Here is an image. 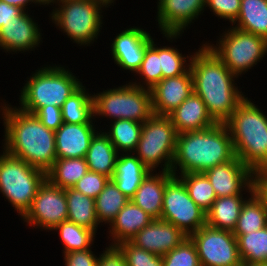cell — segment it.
I'll use <instances>...</instances> for the list:
<instances>
[{
  "label": "cell",
  "instance_id": "1",
  "mask_svg": "<svg viewBox=\"0 0 267 266\" xmlns=\"http://www.w3.org/2000/svg\"><path fill=\"white\" fill-rule=\"evenodd\" d=\"M193 53L190 70L193 92L205 103L216 123H225L246 98L238 88V79L204 43ZM237 85V86H236Z\"/></svg>",
  "mask_w": 267,
  "mask_h": 266
},
{
  "label": "cell",
  "instance_id": "2",
  "mask_svg": "<svg viewBox=\"0 0 267 266\" xmlns=\"http://www.w3.org/2000/svg\"><path fill=\"white\" fill-rule=\"evenodd\" d=\"M3 103L0 104L5 134L3 149L47 172L57 159L55 131L46 128L34 114Z\"/></svg>",
  "mask_w": 267,
  "mask_h": 266
},
{
  "label": "cell",
  "instance_id": "3",
  "mask_svg": "<svg viewBox=\"0 0 267 266\" xmlns=\"http://www.w3.org/2000/svg\"><path fill=\"white\" fill-rule=\"evenodd\" d=\"M235 156L228 127L225 123H216L203 130L177 135L171 173L175 176L204 173Z\"/></svg>",
  "mask_w": 267,
  "mask_h": 266
},
{
  "label": "cell",
  "instance_id": "4",
  "mask_svg": "<svg viewBox=\"0 0 267 266\" xmlns=\"http://www.w3.org/2000/svg\"><path fill=\"white\" fill-rule=\"evenodd\" d=\"M246 97L225 122L235 155L253 172L267 169V116Z\"/></svg>",
  "mask_w": 267,
  "mask_h": 266
},
{
  "label": "cell",
  "instance_id": "5",
  "mask_svg": "<svg viewBox=\"0 0 267 266\" xmlns=\"http://www.w3.org/2000/svg\"><path fill=\"white\" fill-rule=\"evenodd\" d=\"M44 66V67H43ZM20 90L19 105L21 110L35 114L41 107L53 105L61 108L63 103L82 85V81L65 66L43 65Z\"/></svg>",
  "mask_w": 267,
  "mask_h": 266
},
{
  "label": "cell",
  "instance_id": "6",
  "mask_svg": "<svg viewBox=\"0 0 267 266\" xmlns=\"http://www.w3.org/2000/svg\"><path fill=\"white\" fill-rule=\"evenodd\" d=\"M49 17L57 29L79 46H91L101 33L103 0H60ZM100 32V33H99Z\"/></svg>",
  "mask_w": 267,
  "mask_h": 266
},
{
  "label": "cell",
  "instance_id": "7",
  "mask_svg": "<svg viewBox=\"0 0 267 266\" xmlns=\"http://www.w3.org/2000/svg\"><path fill=\"white\" fill-rule=\"evenodd\" d=\"M0 153V193L22 218L30 209L39 187L46 180V172L24 160Z\"/></svg>",
  "mask_w": 267,
  "mask_h": 266
},
{
  "label": "cell",
  "instance_id": "8",
  "mask_svg": "<svg viewBox=\"0 0 267 266\" xmlns=\"http://www.w3.org/2000/svg\"><path fill=\"white\" fill-rule=\"evenodd\" d=\"M94 118L127 119L144 123L153 115L151 92L148 88L126 85L93 93Z\"/></svg>",
  "mask_w": 267,
  "mask_h": 266
},
{
  "label": "cell",
  "instance_id": "9",
  "mask_svg": "<svg viewBox=\"0 0 267 266\" xmlns=\"http://www.w3.org/2000/svg\"><path fill=\"white\" fill-rule=\"evenodd\" d=\"M229 27L218 37L216 45L209 41L205 44L239 78L267 55V39Z\"/></svg>",
  "mask_w": 267,
  "mask_h": 266
},
{
  "label": "cell",
  "instance_id": "10",
  "mask_svg": "<svg viewBox=\"0 0 267 266\" xmlns=\"http://www.w3.org/2000/svg\"><path fill=\"white\" fill-rule=\"evenodd\" d=\"M178 133L168 116L152 115L143 123L133 152L150 170L171 172ZM160 165V166H159Z\"/></svg>",
  "mask_w": 267,
  "mask_h": 266
},
{
  "label": "cell",
  "instance_id": "11",
  "mask_svg": "<svg viewBox=\"0 0 267 266\" xmlns=\"http://www.w3.org/2000/svg\"><path fill=\"white\" fill-rule=\"evenodd\" d=\"M160 219L174 224L187 236L206 225V212L190 198L178 176L173 175L166 182Z\"/></svg>",
  "mask_w": 267,
  "mask_h": 266
},
{
  "label": "cell",
  "instance_id": "12",
  "mask_svg": "<svg viewBox=\"0 0 267 266\" xmlns=\"http://www.w3.org/2000/svg\"><path fill=\"white\" fill-rule=\"evenodd\" d=\"M201 266H241L237 238L232 231L202 226L190 236Z\"/></svg>",
  "mask_w": 267,
  "mask_h": 266
},
{
  "label": "cell",
  "instance_id": "13",
  "mask_svg": "<svg viewBox=\"0 0 267 266\" xmlns=\"http://www.w3.org/2000/svg\"><path fill=\"white\" fill-rule=\"evenodd\" d=\"M67 199L65 189L54 186L47 179L39 187L30 209L21 218L26 225L52 231L67 220Z\"/></svg>",
  "mask_w": 267,
  "mask_h": 266
},
{
  "label": "cell",
  "instance_id": "14",
  "mask_svg": "<svg viewBox=\"0 0 267 266\" xmlns=\"http://www.w3.org/2000/svg\"><path fill=\"white\" fill-rule=\"evenodd\" d=\"M156 3L157 25L172 43L204 12L206 0H157Z\"/></svg>",
  "mask_w": 267,
  "mask_h": 266
},
{
  "label": "cell",
  "instance_id": "15",
  "mask_svg": "<svg viewBox=\"0 0 267 266\" xmlns=\"http://www.w3.org/2000/svg\"><path fill=\"white\" fill-rule=\"evenodd\" d=\"M219 197L254 193L253 171L237 156L204 172ZM245 192V193H243Z\"/></svg>",
  "mask_w": 267,
  "mask_h": 266
},
{
  "label": "cell",
  "instance_id": "16",
  "mask_svg": "<svg viewBox=\"0 0 267 266\" xmlns=\"http://www.w3.org/2000/svg\"><path fill=\"white\" fill-rule=\"evenodd\" d=\"M152 34L140 27H130L116 34L111 42V56L114 63L129 73L139 70Z\"/></svg>",
  "mask_w": 267,
  "mask_h": 266
},
{
  "label": "cell",
  "instance_id": "17",
  "mask_svg": "<svg viewBox=\"0 0 267 266\" xmlns=\"http://www.w3.org/2000/svg\"><path fill=\"white\" fill-rule=\"evenodd\" d=\"M29 11H23L0 29V49L5 53L33 51L41 45L42 31ZM41 42V43H40Z\"/></svg>",
  "mask_w": 267,
  "mask_h": 266
},
{
  "label": "cell",
  "instance_id": "18",
  "mask_svg": "<svg viewBox=\"0 0 267 266\" xmlns=\"http://www.w3.org/2000/svg\"><path fill=\"white\" fill-rule=\"evenodd\" d=\"M188 237L174 224L161 219H154L148 226L140 230L130 242L148 252L164 256Z\"/></svg>",
  "mask_w": 267,
  "mask_h": 266
},
{
  "label": "cell",
  "instance_id": "19",
  "mask_svg": "<svg viewBox=\"0 0 267 266\" xmlns=\"http://www.w3.org/2000/svg\"><path fill=\"white\" fill-rule=\"evenodd\" d=\"M154 115L168 116L193 92L192 72L161 79L151 89Z\"/></svg>",
  "mask_w": 267,
  "mask_h": 266
},
{
  "label": "cell",
  "instance_id": "20",
  "mask_svg": "<svg viewBox=\"0 0 267 266\" xmlns=\"http://www.w3.org/2000/svg\"><path fill=\"white\" fill-rule=\"evenodd\" d=\"M95 126L63 123L55 131L57 158H85L92 138L100 130Z\"/></svg>",
  "mask_w": 267,
  "mask_h": 266
},
{
  "label": "cell",
  "instance_id": "21",
  "mask_svg": "<svg viewBox=\"0 0 267 266\" xmlns=\"http://www.w3.org/2000/svg\"><path fill=\"white\" fill-rule=\"evenodd\" d=\"M168 117L178 134L203 130L216 124L209 115L203 100L194 92L171 112Z\"/></svg>",
  "mask_w": 267,
  "mask_h": 266
},
{
  "label": "cell",
  "instance_id": "22",
  "mask_svg": "<svg viewBox=\"0 0 267 266\" xmlns=\"http://www.w3.org/2000/svg\"><path fill=\"white\" fill-rule=\"evenodd\" d=\"M153 220L143 209L129 200L108 227L107 232L112 241L108 245L117 246L122 242L130 241Z\"/></svg>",
  "mask_w": 267,
  "mask_h": 266
},
{
  "label": "cell",
  "instance_id": "23",
  "mask_svg": "<svg viewBox=\"0 0 267 266\" xmlns=\"http://www.w3.org/2000/svg\"><path fill=\"white\" fill-rule=\"evenodd\" d=\"M172 176L171 172L150 171L130 200L153 219H160L166 182Z\"/></svg>",
  "mask_w": 267,
  "mask_h": 266
},
{
  "label": "cell",
  "instance_id": "24",
  "mask_svg": "<svg viewBox=\"0 0 267 266\" xmlns=\"http://www.w3.org/2000/svg\"><path fill=\"white\" fill-rule=\"evenodd\" d=\"M149 172L134 153H119L111 179L118 189L131 199Z\"/></svg>",
  "mask_w": 267,
  "mask_h": 266
},
{
  "label": "cell",
  "instance_id": "25",
  "mask_svg": "<svg viewBox=\"0 0 267 266\" xmlns=\"http://www.w3.org/2000/svg\"><path fill=\"white\" fill-rule=\"evenodd\" d=\"M253 193L217 198L206 212V224L212 228L232 231L235 229L241 208Z\"/></svg>",
  "mask_w": 267,
  "mask_h": 266
},
{
  "label": "cell",
  "instance_id": "26",
  "mask_svg": "<svg viewBox=\"0 0 267 266\" xmlns=\"http://www.w3.org/2000/svg\"><path fill=\"white\" fill-rule=\"evenodd\" d=\"M118 156L119 152L101 129L92 138L85 159L89 171L112 178Z\"/></svg>",
  "mask_w": 267,
  "mask_h": 266
},
{
  "label": "cell",
  "instance_id": "27",
  "mask_svg": "<svg viewBox=\"0 0 267 266\" xmlns=\"http://www.w3.org/2000/svg\"><path fill=\"white\" fill-rule=\"evenodd\" d=\"M232 26L267 39V0H241L238 17Z\"/></svg>",
  "mask_w": 267,
  "mask_h": 266
},
{
  "label": "cell",
  "instance_id": "28",
  "mask_svg": "<svg viewBox=\"0 0 267 266\" xmlns=\"http://www.w3.org/2000/svg\"><path fill=\"white\" fill-rule=\"evenodd\" d=\"M65 195L68 210L67 220L97 233L100 224L96 216L95 199L83 195L72 187L65 188Z\"/></svg>",
  "mask_w": 267,
  "mask_h": 266
},
{
  "label": "cell",
  "instance_id": "29",
  "mask_svg": "<svg viewBox=\"0 0 267 266\" xmlns=\"http://www.w3.org/2000/svg\"><path fill=\"white\" fill-rule=\"evenodd\" d=\"M87 91L86 86L82 85L63 103L61 111L64 123L95 124L93 94Z\"/></svg>",
  "mask_w": 267,
  "mask_h": 266
},
{
  "label": "cell",
  "instance_id": "30",
  "mask_svg": "<svg viewBox=\"0 0 267 266\" xmlns=\"http://www.w3.org/2000/svg\"><path fill=\"white\" fill-rule=\"evenodd\" d=\"M89 171L85 158H57L46 172V179L54 186L70 188Z\"/></svg>",
  "mask_w": 267,
  "mask_h": 266
},
{
  "label": "cell",
  "instance_id": "31",
  "mask_svg": "<svg viewBox=\"0 0 267 266\" xmlns=\"http://www.w3.org/2000/svg\"><path fill=\"white\" fill-rule=\"evenodd\" d=\"M142 126L143 123L133 120L117 119L111 121L107 131H102L119 153H133L139 142Z\"/></svg>",
  "mask_w": 267,
  "mask_h": 266
},
{
  "label": "cell",
  "instance_id": "32",
  "mask_svg": "<svg viewBox=\"0 0 267 266\" xmlns=\"http://www.w3.org/2000/svg\"><path fill=\"white\" fill-rule=\"evenodd\" d=\"M130 199L125 196L110 179L104 189L95 198V211L99 224L110 225L119 211L128 203ZM104 223V224H102Z\"/></svg>",
  "mask_w": 267,
  "mask_h": 266
},
{
  "label": "cell",
  "instance_id": "33",
  "mask_svg": "<svg viewBox=\"0 0 267 266\" xmlns=\"http://www.w3.org/2000/svg\"><path fill=\"white\" fill-rule=\"evenodd\" d=\"M267 226V209L263 202L253 193L243 204L233 230L234 236L258 231Z\"/></svg>",
  "mask_w": 267,
  "mask_h": 266
},
{
  "label": "cell",
  "instance_id": "34",
  "mask_svg": "<svg viewBox=\"0 0 267 266\" xmlns=\"http://www.w3.org/2000/svg\"><path fill=\"white\" fill-rule=\"evenodd\" d=\"M58 231L62 240L64 254L72 251L88 250L93 248L96 233L86 227L77 225L69 220L58 224L52 231Z\"/></svg>",
  "mask_w": 267,
  "mask_h": 266
},
{
  "label": "cell",
  "instance_id": "35",
  "mask_svg": "<svg viewBox=\"0 0 267 266\" xmlns=\"http://www.w3.org/2000/svg\"><path fill=\"white\" fill-rule=\"evenodd\" d=\"M240 258L244 263H267V226L237 237Z\"/></svg>",
  "mask_w": 267,
  "mask_h": 266
},
{
  "label": "cell",
  "instance_id": "36",
  "mask_svg": "<svg viewBox=\"0 0 267 266\" xmlns=\"http://www.w3.org/2000/svg\"><path fill=\"white\" fill-rule=\"evenodd\" d=\"M185 184L190 198L205 212L217 199L213 186L204 173H185L178 176Z\"/></svg>",
  "mask_w": 267,
  "mask_h": 266
},
{
  "label": "cell",
  "instance_id": "37",
  "mask_svg": "<svg viewBox=\"0 0 267 266\" xmlns=\"http://www.w3.org/2000/svg\"><path fill=\"white\" fill-rule=\"evenodd\" d=\"M151 39L150 44L147 46L143 61L136 74L139 77V82L131 81L135 86L151 89L162 79V70L160 68V46ZM141 78V79H140Z\"/></svg>",
  "mask_w": 267,
  "mask_h": 266
},
{
  "label": "cell",
  "instance_id": "38",
  "mask_svg": "<svg viewBox=\"0 0 267 266\" xmlns=\"http://www.w3.org/2000/svg\"><path fill=\"white\" fill-rule=\"evenodd\" d=\"M193 54L185 56L180 49L171 46H160V68L162 79L177 77L190 70Z\"/></svg>",
  "mask_w": 267,
  "mask_h": 266
},
{
  "label": "cell",
  "instance_id": "39",
  "mask_svg": "<svg viewBox=\"0 0 267 266\" xmlns=\"http://www.w3.org/2000/svg\"><path fill=\"white\" fill-rule=\"evenodd\" d=\"M163 257V266H201L197 249L190 237Z\"/></svg>",
  "mask_w": 267,
  "mask_h": 266
},
{
  "label": "cell",
  "instance_id": "40",
  "mask_svg": "<svg viewBox=\"0 0 267 266\" xmlns=\"http://www.w3.org/2000/svg\"><path fill=\"white\" fill-rule=\"evenodd\" d=\"M117 247L123 253L127 266H163V257L142 248L130 241L122 242Z\"/></svg>",
  "mask_w": 267,
  "mask_h": 266
},
{
  "label": "cell",
  "instance_id": "41",
  "mask_svg": "<svg viewBox=\"0 0 267 266\" xmlns=\"http://www.w3.org/2000/svg\"><path fill=\"white\" fill-rule=\"evenodd\" d=\"M110 179L104 174L88 171L72 188L95 199Z\"/></svg>",
  "mask_w": 267,
  "mask_h": 266
},
{
  "label": "cell",
  "instance_id": "42",
  "mask_svg": "<svg viewBox=\"0 0 267 266\" xmlns=\"http://www.w3.org/2000/svg\"><path fill=\"white\" fill-rule=\"evenodd\" d=\"M240 2L241 0H206L205 9L209 7L216 17L227 20L232 25L238 17Z\"/></svg>",
  "mask_w": 267,
  "mask_h": 266
},
{
  "label": "cell",
  "instance_id": "43",
  "mask_svg": "<svg viewBox=\"0 0 267 266\" xmlns=\"http://www.w3.org/2000/svg\"><path fill=\"white\" fill-rule=\"evenodd\" d=\"M34 115L46 128L54 131L64 123L61 108L53 105L41 107Z\"/></svg>",
  "mask_w": 267,
  "mask_h": 266
},
{
  "label": "cell",
  "instance_id": "44",
  "mask_svg": "<svg viewBox=\"0 0 267 266\" xmlns=\"http://www.w3.org/2000/svg\"><path fill=\"white\" fill-rule=\"evenodd\" d=\"M92 248L88 250L72 251L63 254L65 266H96L99 256L94 254Z\"/></svg>",
  "mask_w": 267,
  "mask_h": 266
},
{
  "label": "cell",
  "instance_id": "45",
  "mask_svg": "<svg viewBox=\"0 0 267 266\" xmlns=\"http://www.w3.org/2000/svg\"><path fill=\"white\" fill-rule=\"evenodd\" d=\"M102 252L96 266H127L126 259L117 246L108 245Z\"/></svg>",
  "mask_w": 267,
  "mask_h": 266
},
{
  "label": "cell",
  "instance_id": "46",
  "mask_svg": "<svg viewBox=\"0 0 267 266\" xmlns=\"http://www.w3.org/2000/svg\"><path fill=\"white\" fill-rule=\"evenodd\" d=\"M253 189L255 195L263 202L267 209V169L253 172Z\"/></svg>",
  "mask_w": 267,
  "mask_h": 266
},
{
  "label": "cell",
  "instance_id": "47",
  "mask_svg": "<svg viewBox=\"0 0 267 266\" xmlns=\"http://www.w3.org/2000/svg\"><path fill=\"white\" fill-rule=\"evenodd\" d=\"M23 10L16 6L9 5L6 2L0 1V29L15 17H18Z\"/></svg>",
  "mask_w": 267,
  "mask_h": 266
},
{
  "label": "cell",
  "instance_id": "48",
  "mask_svg": "<svg viewBox=\"0 0 267 266\" xmlns=\"http://www.w3.org/2000/svg\"><path fill=\"white\" fill-rule=\"evenodd\" d=\"M0 1L6 2L9 5L16 6L18 8H21L23 11H28L29 10L27 9L29 8L28 5L33 3V0H0Z\"/></svg>",
  "mask_w": 267,
  "mask_h": 266
},
{
  "label": "cell",
  "instance_id": "49",
  "mask_svg": "<svg viewBox=\"0 0 267 266\" xmlns=\"http://www.w3.org/2000/svg\"><path fill=\"white\" fill-rule=\"evenodd\" d=\"M60 0H33V4L35 5H44V6H49V5H54L55 4V7L57 5V3L59 2Z\"/></svg>",
  "mask_w": 267,
  "mask_h": 266
},
{
  "label": "cell",
  "instance_id": "50",
  "mask_svg": "<svg viewBox=\"0 0 267 266\" xmlns=\"http://www.w3.org/2000/svg\"><path fill=\"white\" fill-rule=\"evenodd\" d=\"M241 266H267V263H244Z\"/></svg>",
  "mask_w": 267,
  "mask_h": 266
},
{
  "label": "cell",
  "instance_id": "51",
  "mask_svg": "<svg viewBox=\"0 0 267 266\" xmlns=\"http://www.w3.org/2000/svg\"><path fill=\"white\" fill-rule=\"evenodd\" d=\"M105 3H107L109 6L114 4L115 0H103Z\"/></svg>",
  "mask_w": 267,
  "mask_h": 266
}]
</instances>
